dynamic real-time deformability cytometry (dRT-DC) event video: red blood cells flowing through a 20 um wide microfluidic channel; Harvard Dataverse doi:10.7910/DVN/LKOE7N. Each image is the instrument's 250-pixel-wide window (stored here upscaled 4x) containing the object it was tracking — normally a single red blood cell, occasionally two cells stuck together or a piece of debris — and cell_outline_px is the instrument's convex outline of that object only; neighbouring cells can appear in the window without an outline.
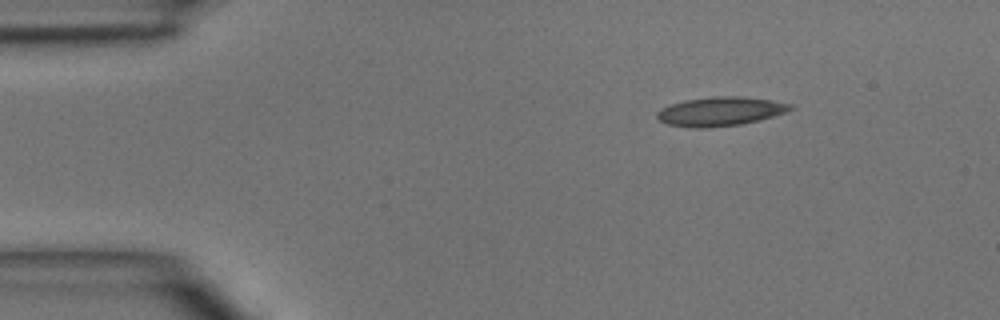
{"species": "common noctule bat (a hibernating species)", "species_latin": "Nyctalus noctula", "temperature_condition": "room temperature", "stored_images_in_passage": 3, "camera_frame_rate_fps": 3000, "um_per_image_px": 0.085, "animal": {"sex": "male", "body_mass_g": 15.6}, "frame": {"image": 1, "passage_image": 1, "time_ms": 0.0, "image_size_px": [1000, 320], "cell_outline_px": [[796, 108], [788, 112], [760, 120], [740, 124], [704, 128], [692, 128], [668, 124], [660, 120], [656, 116], [656, 112], [660, 108], [684, 100], [712, 96], [740, 96], [768, 100], [792, 104]], "centroid_in_image_um": [61.24, 9.47], "position_along_channel_um": 23.8, "area_um2": 22.6}}
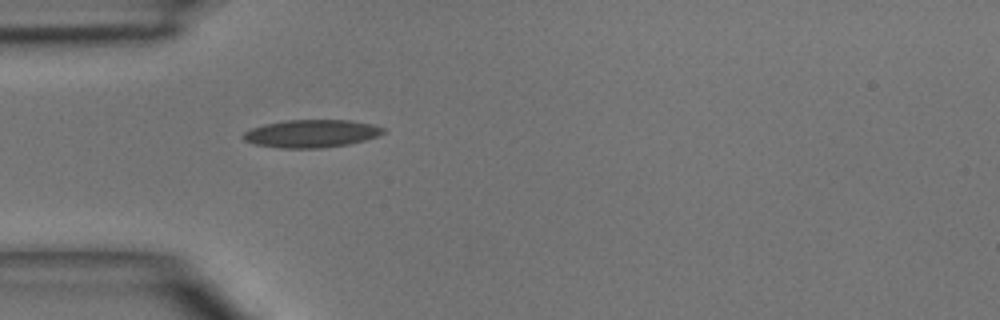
{"frame": {"image": 2, "passage_image": 3, "time_ms": 2.333, "image_size_px": [1000, 320], "cell_outline_px": [[384, 132], [376, 136], [364, 140], [348, 144], [320, 148], [276, 148], [256, 144], [244, 140], [240, 136], [244, 132], [252, 128], [264, 124], [288, 120], [348, 120], [372, 124], [384, 128]], "centroid_in_image_um": [26.42, 11.35], "position_along_channel_um": 58.6, "area_um2": 22.54}}